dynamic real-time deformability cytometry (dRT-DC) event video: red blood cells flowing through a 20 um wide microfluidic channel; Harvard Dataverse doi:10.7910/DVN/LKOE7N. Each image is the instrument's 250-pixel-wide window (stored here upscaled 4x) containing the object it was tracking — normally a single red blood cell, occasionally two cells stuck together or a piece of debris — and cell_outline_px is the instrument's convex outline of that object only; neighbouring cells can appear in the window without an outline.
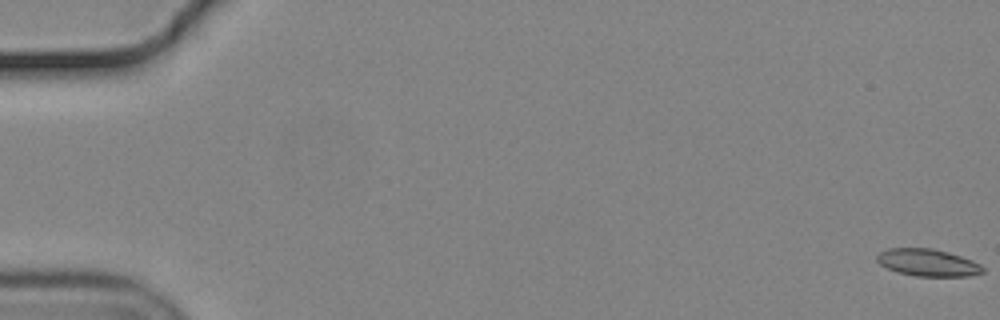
{"species": "common noctule bat (a hibernating species)", "species_latin": "Nyctalus noctula", "temperature_condition": "cold", "stored_images_in_passage": 57, "camera_frame_rate_fps": 3000, "um_per_image_px": 0.085, "animal": {"sex": "male", "body_mass_g": 19.2, "forearm_length_mm": 51.8}, "frame": {"image": 1, "passage_image": 1, "time_ms": 0.0, "image_size_px": [1000, 320], "cell_outline_px": [[984, 272], [972, 276], [916, 276], [896, 272], [880, 264], [876, 260], [876, 256], [880, 252], [888, 248], [932, 248], [948, 252], [972, 260], [980, 264], [984, 268]], "centroid_in_image_um": [78.86, 22.32], "position_along_channel_um": 6.1, "area_um2": 16.82}}
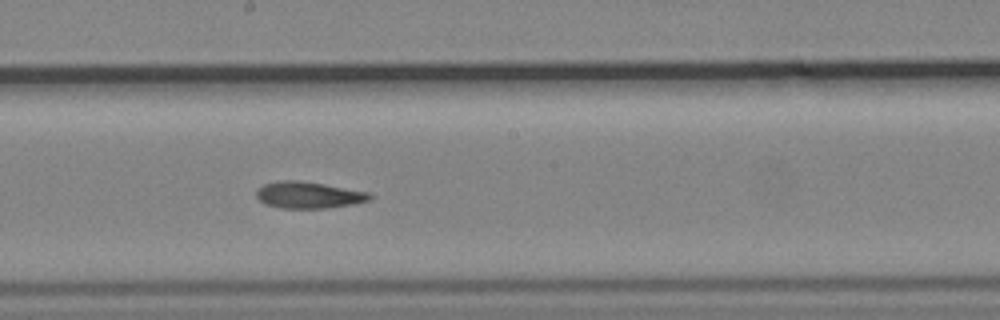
{"frame": {"image": 2, "passage_image": 32, "time_ms": 10.333, "image_size_px": [1000, 320], "cell_outline_px": [[372, 196], [368, 200], [356, 204], [328, 208], [280, 208], [264, 204], [256, 196], [256, 188], [264, 184], [284, 180], [296, 180], [324, 184], [368, 192]], "centroid_in_image_um": [26.2, 16.58], "position_along_channel_um": 222.0, "area_um2": 17.57}}
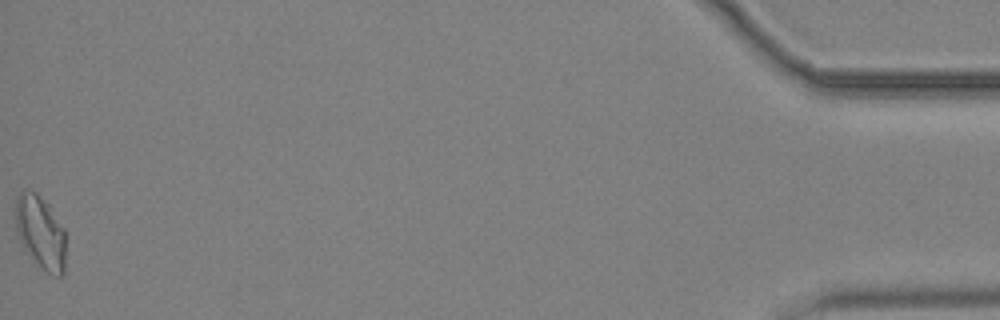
{"frame": {"image": 3, "passage_image": 57, "time_ms": 18.667, "image_size_px": [1000, 320], "cell_outline_px": [[64, 272], [60, 276], [56, 276], [36, 268], [20, 244], [16, 228], [16, 196], [20, 192], [36, 192], [48, 204], [64, 228]], "centroid_in_image_um": [3.42, 19.82], "position_along_channel_um": 431.8, "area_um2": 21.68}}